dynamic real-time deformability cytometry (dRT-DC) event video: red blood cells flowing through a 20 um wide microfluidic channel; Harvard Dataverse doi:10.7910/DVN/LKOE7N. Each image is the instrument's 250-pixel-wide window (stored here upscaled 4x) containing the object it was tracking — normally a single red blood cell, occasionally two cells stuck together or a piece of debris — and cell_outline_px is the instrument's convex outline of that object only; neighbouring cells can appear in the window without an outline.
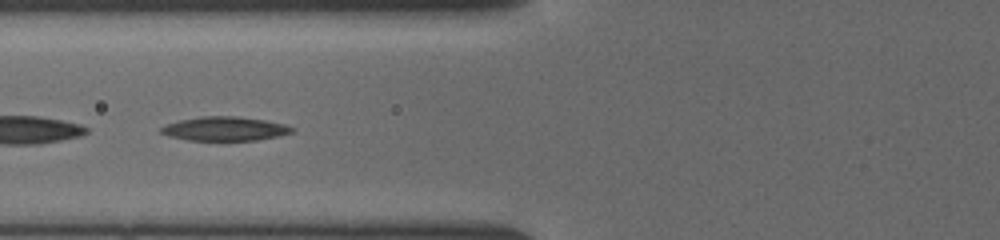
{"species": "common noctule bat (a hibernating species)", "species_latin": "Nyctalus noctula", "temperature_condition": "cold", "stored_images_in_passage": 34, "camera_frame_rate_fps": 3000, "um_per_image_px": 0.085, "animal": {"sex": "female", "body_mass_g": 19.5, "forearm_length_mm": 54.1}, "frame": {"image": 1, "passage_image": 5, "time_ms": 1.333, "image_size_px": [1000, 240], "cell_outline_px": [[296, 128], [292, 132], [276, 136], [256, 140], [188, 140], [168, 136], [160, 132], [160, 128], [168, 124], [180, 120], [200, 116], [236, 116], [264, 120], [284, 124]], "centroid_in_image_um": [19.09, 10.94], "position_along_channel_um": 106.7, "area_um2": 18.15}}
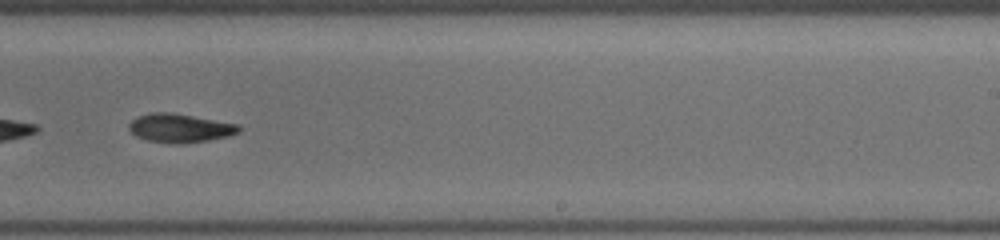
{"frame": {"image": 2, "passage_image": 17, "time_ms": 5.333, "image_size_px": [1000, 240], "cell_outline_px": [[240, 132], [228, 136], [208, 140], [180, 144], [148, 140], [136, 136], [128, 128], [128, 124], [136, 116], [148, 112], [172, 112], [240, 124]], "centroid_in_image_um": [15.29, 10.86], "position_along_channel_um": 273.7, "area_um2": 18.5}}
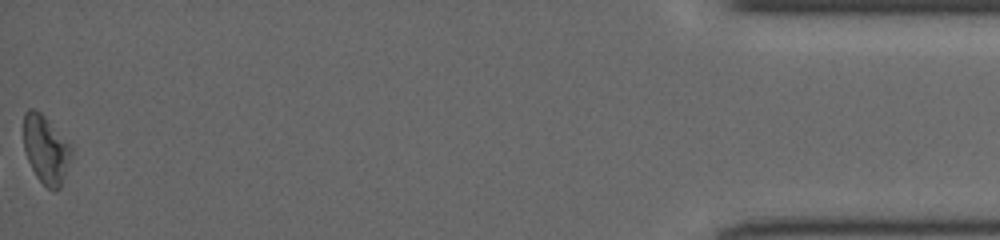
{"frame": {"image": 3, "passage_image": 34, "time_ms": 11.0, "image_size_px": [1000, 240], "cell_outline_px": [[72, 152], [60, 188], [56, 192], [48, 188], [36, 176], [28, 160], [24, 148], [24, 112], [28, 108], [32, 108], [40, 112], [44, 116], [72, 148]], "centroid_in_image_um": [3.87, 12.71], "position_along_channel_um": 431.3, "area_um2": 18.5}}